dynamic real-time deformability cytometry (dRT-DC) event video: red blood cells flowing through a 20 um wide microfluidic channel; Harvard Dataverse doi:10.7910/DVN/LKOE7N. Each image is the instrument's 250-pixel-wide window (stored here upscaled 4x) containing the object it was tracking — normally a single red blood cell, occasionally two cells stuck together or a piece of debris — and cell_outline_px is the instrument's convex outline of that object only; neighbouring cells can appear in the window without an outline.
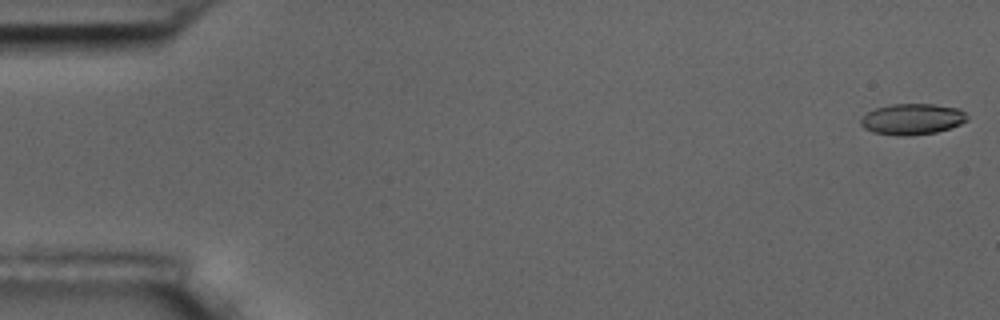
{"species": "common noctule bat (a hibernating species)", "species_latin": "Nyctalus noctula", "temperature_condition": "room temperature", "stored_images_in_passage": 8, "camera_frame_rate_fps": 3000, "um_per_image_px": 0.085, "animal": {"sex": "male", "body_mass_g": 17.5, "forearm_length_mm": 52.3}, "frame": {"image": 1, "passage_image": 1, "time_ms": 0.0, "image_size_px": [1000, 320], "cell_outline_px": [[968, 120], [960, 124], [936, 132], [912, 136], [896, 136], [872, 132], [864, 128], [860, 124], [860, 120], [868, 112], [876, 108], [892, 104], [932, 104], [960, 108], [968, 116]], "centroid_in_image_um": [77.54, 10.13], "position_along_channel_um": 7.5, "area_um2": 19.31}}
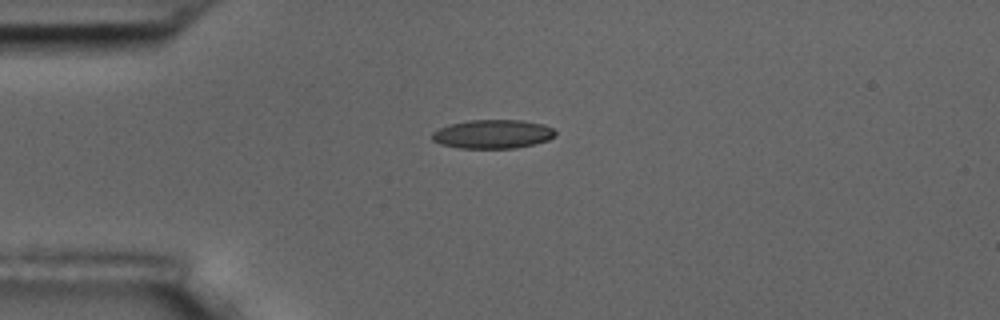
{"frame": {"image": 2, "passage_image": 5, "time_ms": 4.333, "image_size_px": [1000, 320], "cell_outline_px": [[556, 136], [548, 140], [516, 148], [460, 148], [440, 144], [432, 140], [432, 132], [448, 124], [468, 120], [524, 120], [544, 124], [552, 128], [556, 132]], "centroid_in_image_um": [41.88, 11.39], "position_along_channel_um": 43.1, "area_um2": 20.81}}